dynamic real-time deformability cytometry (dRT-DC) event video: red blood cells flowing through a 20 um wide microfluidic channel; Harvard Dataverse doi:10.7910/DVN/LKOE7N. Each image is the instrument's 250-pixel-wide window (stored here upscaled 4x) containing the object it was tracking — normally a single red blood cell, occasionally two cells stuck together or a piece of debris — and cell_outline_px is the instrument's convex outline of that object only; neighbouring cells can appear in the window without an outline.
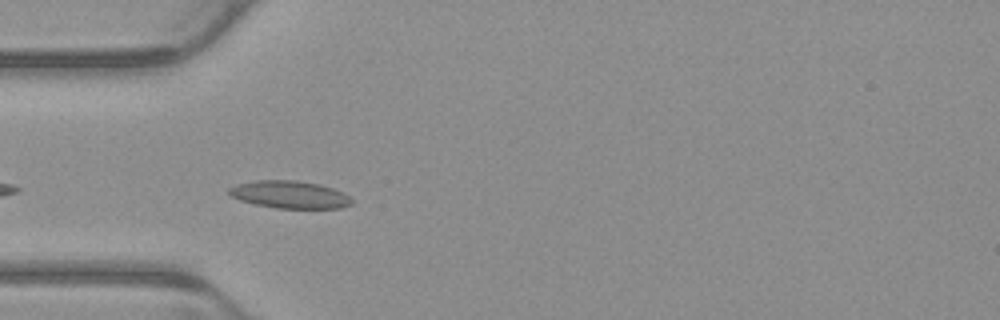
{"species": "common noctule bat (a hibernating species)", "species_latin": "Nyctalus noctula", "temperature_condition": "warm", "stored_images_in_passage": 6, "camera_frame_rate_fps": 3000, "um_per_image_px": 0.085, "animal": {"sex": "male", "body_mass_g": 23.1, "forearm_length_mm": 52.7}, "frame": {"image": 1, "passage_image": 5, "time_ms": 1.333, "image_size_px": [1000, 320], "cell_outline_px": [[352, 204], [340, 208], [276, 208], [256, 204], [240, 200], [228, 196], [228, 188], [236, 184], [256, 180], [296, 180], [320, 184], [332, 188], [348, 196], [352, 200]], "centroid_in_image_um": [24.57, 16.53], "position_along_channel_um": 60.4, "area_um2": 19.65}}
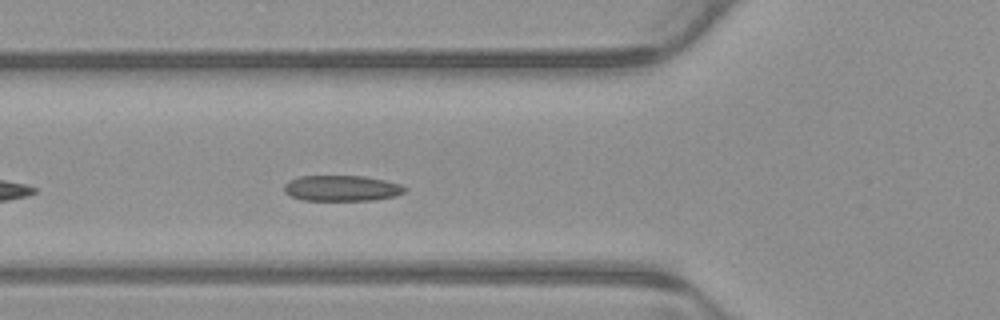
{"frame": {"image": 2, "passage_image": 6, "time_ms": 1.667, "image_size_px": [1000, 320], "cell_outline_px": [[408, 188], [404, 192], [396, 196], [372, 200], [304, 200], [292, 196], [284, 192], [284, 184], [288, 180], [300, 176], [364, 176], [384, 180], [400, 184]], "centroid_in_image_um": [29.05, 15.99], "position_along_channel_um": 96.8, "area_um2": 18.09}}